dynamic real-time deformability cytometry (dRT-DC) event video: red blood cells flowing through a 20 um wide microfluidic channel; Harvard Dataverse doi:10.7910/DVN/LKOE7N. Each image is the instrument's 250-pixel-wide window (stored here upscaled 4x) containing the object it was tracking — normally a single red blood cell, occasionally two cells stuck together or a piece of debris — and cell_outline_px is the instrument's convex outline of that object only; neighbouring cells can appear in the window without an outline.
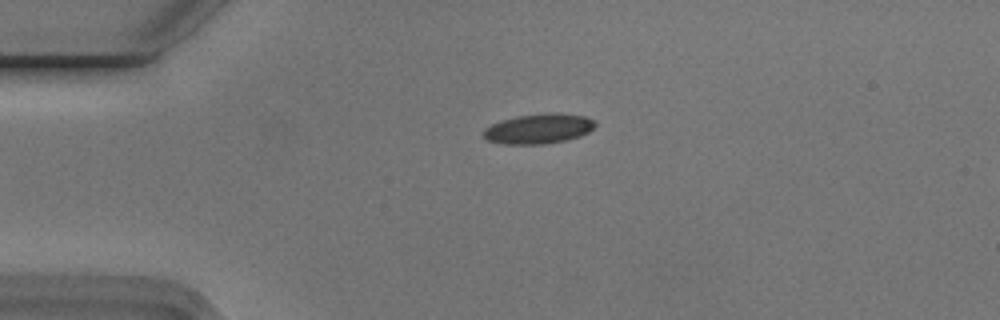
{"species": "Egyptian fruit bat (a non-hibernating species)", "species_latin": "Rousettus aegyptiacus", "temperature_condition": "cold", "stored_images_in_passage": 2, "camera_frame_rate_fps": 3000, "um_per_image_px": 0.085, "animal": {"sex": "male"}, "frame": {"image": 1, "passage_image": 1, "time_ms": 0.0, "image_size_px": [1000, 320], "cell_outline_px": [[596, 124], [588, 132], [580, 136], [564, 140], [544, 144], [504, 144], [488, 140], [484, 136], [484, 128], [500, 120], [516, 116], [548, 112], [556, 112], [584, 116], [592, 120]], "centroid_in_image_um": [45.76, 10.93], "position_along_channel_um": 39.2, "area_um2": 19.42}}